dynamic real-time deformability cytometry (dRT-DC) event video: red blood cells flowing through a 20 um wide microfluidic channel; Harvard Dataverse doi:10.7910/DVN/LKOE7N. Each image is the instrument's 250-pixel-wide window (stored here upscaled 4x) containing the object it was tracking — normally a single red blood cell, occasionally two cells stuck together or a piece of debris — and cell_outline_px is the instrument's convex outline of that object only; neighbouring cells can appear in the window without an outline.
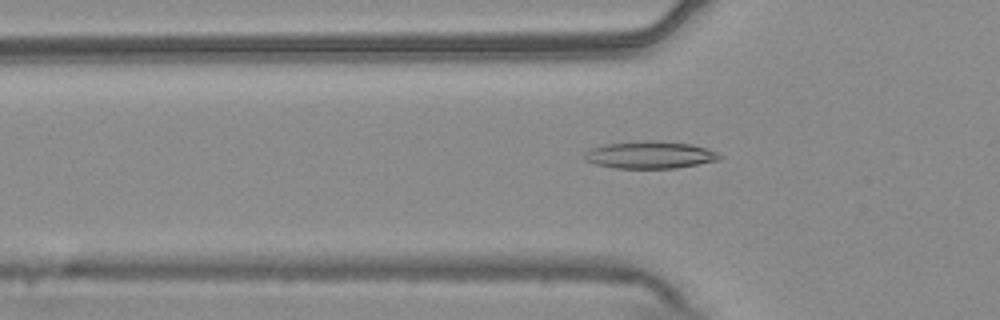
{"species": "common noctule bat (a hibernating species)", "species_latin": "Nyctalus noctula", "temperature_condition": "warm", "stored_images_in_passage": 38, "camera_frame_rate_fps": 3000, "um_per_image_px": 0.085, "animal": {"sex": "male", "body_mass_g": 20.4}, "frame": {"image": 1, "passage_image": 2, "time_ms": 0.333, "image_size_px": [1000, 320], "cell_outline_px": [[720, 160], [676, 168], [616, 168], [596, 164], [584, 160], [584, 152], [592, 148], [608, 144], [644, 140], [652, 140], [692, 144], [716, 152], [720, 156]], "centroid_in_image_um": [55.23, 13.17], "position_along_channel_um": 70.6, "area_um2": 21.27}}
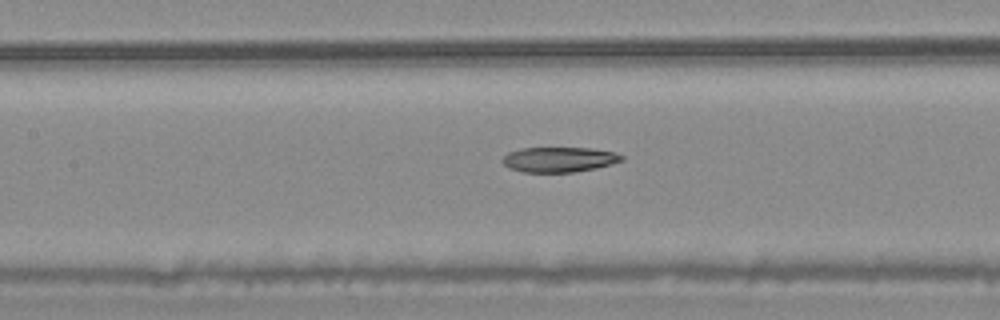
{"frame": {"image": 2, "passage_image": 9, "time_ms": 2.667, "image_size_px": [1000, 320], "cell_outline_px": [[624, 160], [612, 164], [596, 168], [576, 172], [524, 172], [508, 168], [500, 160], [508, 152], [520, 148], [592, 148], [616, 152], [624, 156]], "centroid_in_image_um": [47.54, 13.56], "position_along_channel_um": 159.9, "area_um2": 17.63}}
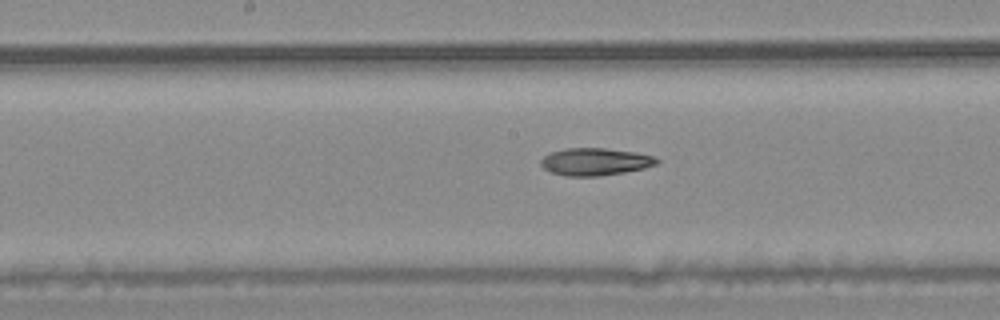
{"frame": {"image": 3, "passage_image": 12, "time_ms": 3.667, "image_size_px": [1000, 320], "cell_outline_px": [[660, 160], [656, 164], [644, 168], [624, 172], [600, 176], [564, 176], [552, 172], [544, 168], [540, 164], [540, 160], [544, 156], [552, 152], [568, 148], [604, 148], [636, 152], [656, 156]], "centroid_in_image_um": [50.61, 13.74], "position_along_channel_um": 197.6, "area_um2": 18.5}, "authors_computed_cell_mechanics": {"area_um2": 18.9873, "velocity_mm_per_s": 3.7817, "shape_relaxation_time_tau1_ms": 6.6753, "shape_relaxation_time_tau2_ms": null, "deformation_change_tau1": 0.1484, "deformation_change_tau2": null}}